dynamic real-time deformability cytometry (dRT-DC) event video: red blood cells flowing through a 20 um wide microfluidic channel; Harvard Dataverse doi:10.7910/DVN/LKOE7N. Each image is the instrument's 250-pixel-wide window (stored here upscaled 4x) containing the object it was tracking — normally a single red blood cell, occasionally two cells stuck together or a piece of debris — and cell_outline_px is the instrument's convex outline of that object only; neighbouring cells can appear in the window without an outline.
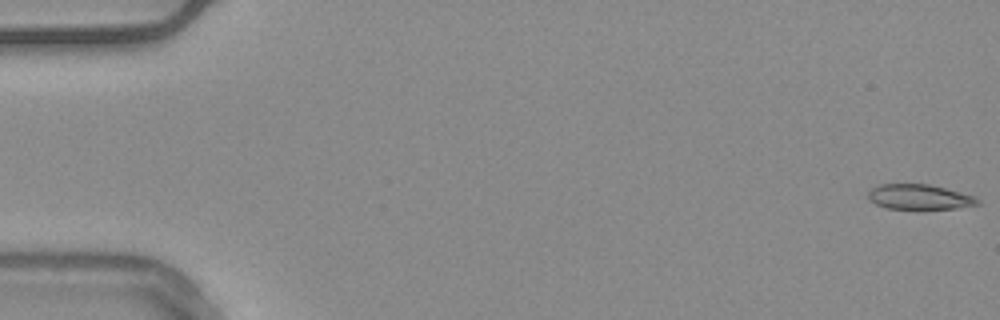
{"species": "common noctule bat (a hibernating species)", "species_latin": "Nyctalus noctula", "temperature_condition": "warm", "stored_images_in_passage": 55, "camera_frame_rate_fps": 3000, "um_per_image_px": 0.085, "animal": {"sex": "male", "body_mass_g": 20.4}, "frame": {"image": 1, "passage_image": 1, "time_ms": 0.0, "image_size_px": [1000, 320], "cell_outline_px": [[980, 204], [956, 208], [924, 212], [888, 208], [876, 204], [868, 200], [868, 192], [872, 188], [880, 184], [928, 184], [976, 196], [980, 200]], "centroid_in_image_um": [78.17, 16.79], "position_along_channel_um": 6.8, "area_um2": 16.76}}
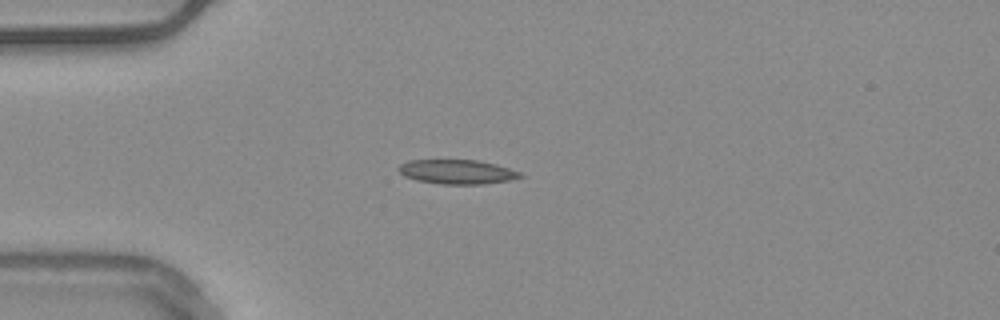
{"frame": {"image": 2, "passage_image": 15, "time_ms": 4.667, "image_size_px": [1000, 320], "cell_outline_px": [[524, 176], [512, 180], [484, 184], [444, 184], [416, 180], [404, 176], [396, 168], [400, 164], [408, 160], [476, 160], [496, 164], [520, 172]], "centroid_in_image_um": [38.85, 14.6], "position_along_channel_um": 46.2, "area_um2": 17.28}}
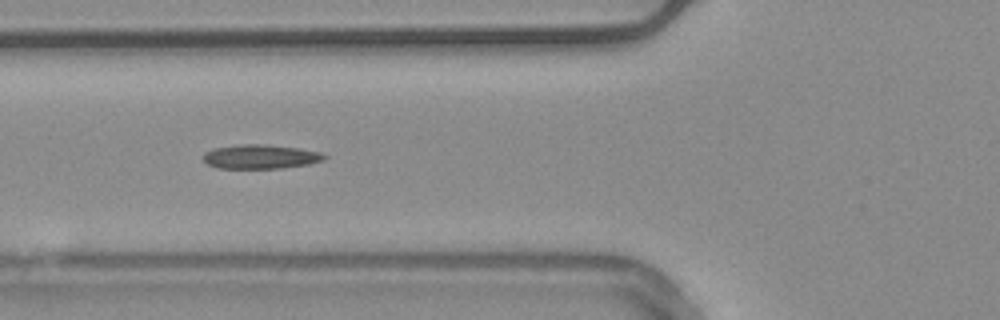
{"frame": {"image": 3, "passage_image": 21, "time_ms": 6.667, "image_size_px": [1000, 320], "cell_outline_px": [[328, 156], [324, 160], [308, 164], [280, 168], [216, 168], [208, 164], [204, 160], [204, 152], [212, 148], [240, 144], [264, 144], [300, 148], [320, 152]], "centroid_in_image_um": [22.14, 13.31], "position_along_channel_um": 103.7, "area_um2": 17.11}}